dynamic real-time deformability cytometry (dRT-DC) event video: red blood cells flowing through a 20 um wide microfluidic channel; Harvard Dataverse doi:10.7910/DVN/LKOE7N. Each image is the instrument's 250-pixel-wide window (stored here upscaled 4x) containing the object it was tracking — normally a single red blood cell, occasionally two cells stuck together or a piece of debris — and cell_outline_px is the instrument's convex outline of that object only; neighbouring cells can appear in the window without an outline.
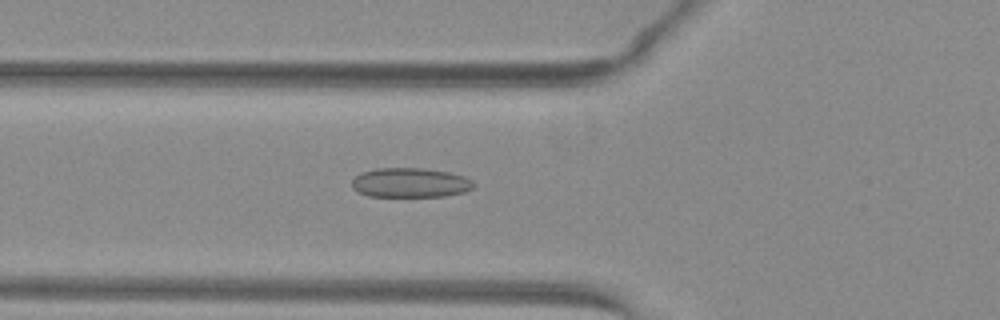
{"species": "common noctule bat (a hibernating species)", "species_latin": "Nyctalus noctula", "temperature_condition": "warm", "stored_images_in_passage": 53, "camera_frame_rate_fps": 3000, "um_per_image_px": 0.085, "animal": {"sex": "female", "body_mass_g": 29.2, "forearm_length_mm": 56.3}, "frame": {"image": 1, "passage_image": 20, "time_ms": 6.333, "image_size_px": [1000, 320], "cell_outline_px": [[476, 184], [472, 188], [464, 192], [444, 196], [368, 196], [352, 188], [352, 180], [360, 172], [376, 168], [424, 168], [448, 172], [464, 176], [472, 180]], "centroid_in_image_um": [34.87, 15.52], "position_along_channel_um": 90.9, "area_um2": 20.98}}
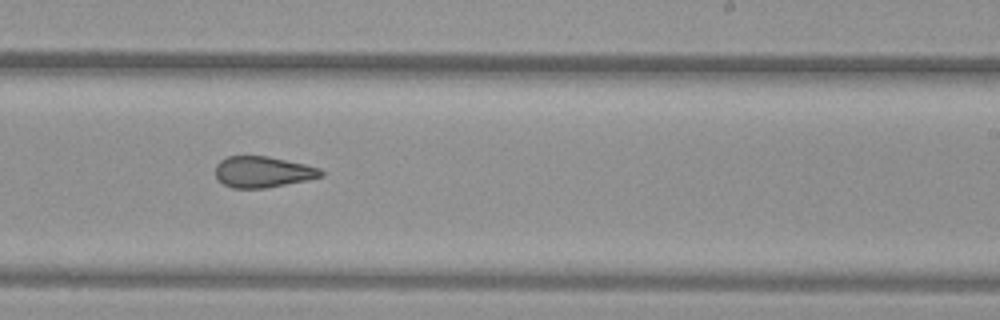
{"frame": {"image": 2, "passage_image": 33, "time_ms": 10.667, "image_size_px": [1000, 320], "cell_outline_px": [[324, 176], [308, 180], [264, 188], [232, 188], [224, 184], [216, 176], [216, 164], [220, 160], [228, 156], [268, 156], [304, 164], [320, 168], [324, 172]], "centroid_in_image_um": [22.35, 14.61], "position_along_channel_um": 266.6, "area_um2": 19.07}}
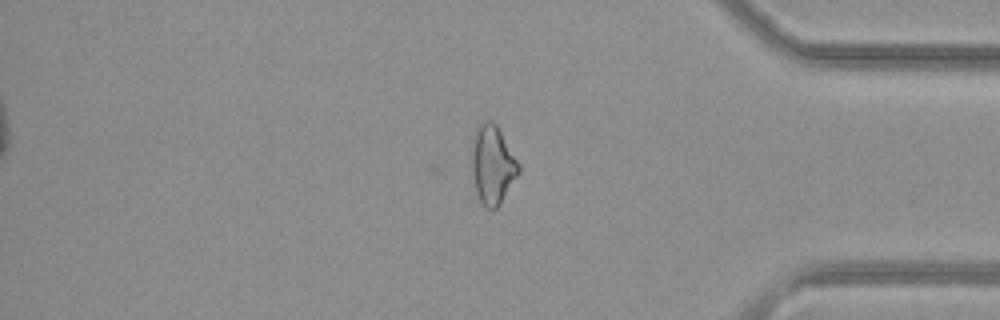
{"frame": {"image": 3, "passage_image": 44, "time_ms": 14.333, "image_size_px": [1000, 320], "cell_outline_px": [[520, 172], [500, 204], [496, 208], [484, 208], [476, 192], [472, 172], [472, 140], [476, 128], [484, 120], [492, 120], [496, 124], [520, 164]], "centroid_in_image_um": [41.87, 13.99], "position_along_channel_um": 393.3, "area_um2": 21.5}, "authors_computed_cell_mechanics": {"area_um2": 21.9062, "velocity_mm_per_s": 4.0512, "shape_relaxation_time_tau1_ms": null, "shape_relaxation_time_tau2_ms": 2.1338, "deformation_change_tau1": null, "deformation_change_tau2": 0.1021}}